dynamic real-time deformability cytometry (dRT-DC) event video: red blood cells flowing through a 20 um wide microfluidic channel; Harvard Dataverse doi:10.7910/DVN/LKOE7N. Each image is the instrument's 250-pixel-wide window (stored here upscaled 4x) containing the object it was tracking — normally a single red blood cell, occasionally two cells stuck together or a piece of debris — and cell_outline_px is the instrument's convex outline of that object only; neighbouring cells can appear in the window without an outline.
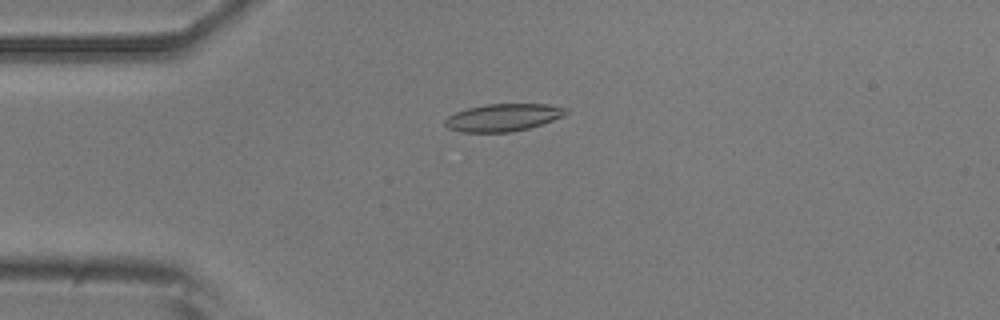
{"species": "common noctule bat (a hibernating species)", "species_latin": "Nyctalus noctula", "temperature_condition": "room temperature", "stored_images_in_passage": 9, "camera_frame_rate_fps": 3000, "um_per_image_px": 0.085, "animal": {"sex": "male", "body_mass_g": 20.5, "forearm_length_mm": 52.5}, "frame": {"image": 1, "passage_image": 2, "time_ms": 1.0, "image_size_px": [1000, 320], "cell_outline_px": [[568, 112], [564, 116], [528, 128], [512, 132], [460, 132], [448, 128], [444, 124], [444, 120], [448, 116], [456, 112], [468, 108], [484, 104], [548, 104], [568, 108]], "centroid_in_image_um": [42.75, 9.98], "position_along_channel_um": 42.2, "area_um2": 19.36}}
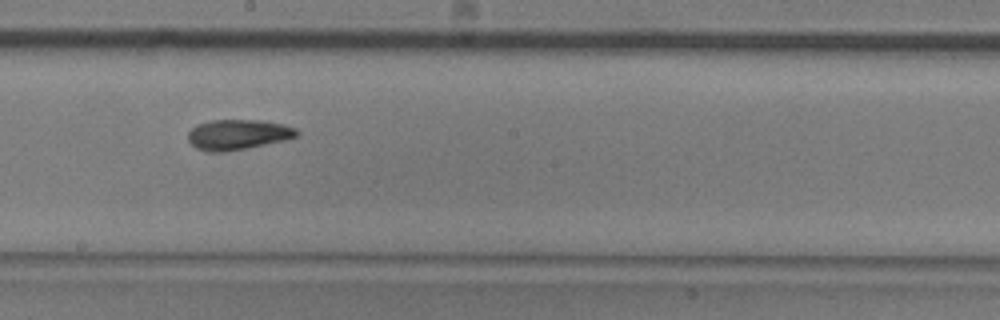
{"frame": {"image": 2, "passage_image": 7, "time_ms": 6.667, "image_size_px": [1000, 320], "cell_outline_px": [[300, 136], [284, 140], [224, 152], [204, 152], [196, 148], [188, 140], [188, 132], [196, 124], [212, 120], [260, 120], [284, 124], [296, 128], [300, 132]], "centroid_in_image_um": [20.22, 11.43], "position_along_channel_um": 228.0, "area_um2": 19.25}}
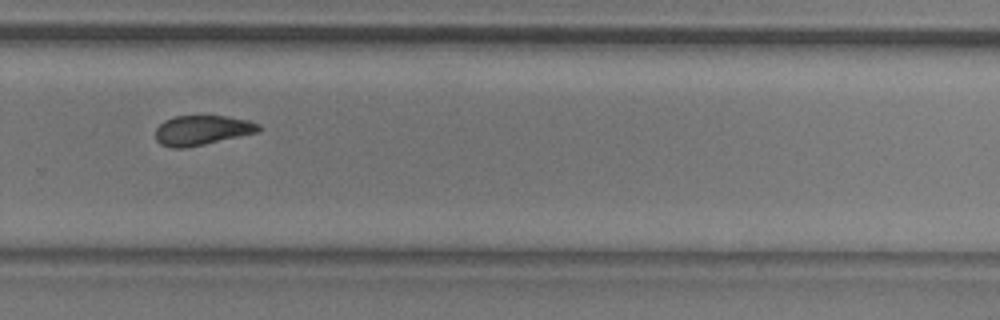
{"frame": {"image": 3, "passage_image": 9, "time_ms": 9.0, "image_size_px": [1000, 320], "cell_outline_px": [[260, 132], [204, 144], [184, 148], [172, 148], [160, 144], [156, 140], [156, 128], [164, 120], [176, 116], [224, 116], [248, 120], [260, 124]], "centroid_in_image_um": [17.17, 11.07], "position_along_channel_um": 312.6, "area_um2": 17.86}}